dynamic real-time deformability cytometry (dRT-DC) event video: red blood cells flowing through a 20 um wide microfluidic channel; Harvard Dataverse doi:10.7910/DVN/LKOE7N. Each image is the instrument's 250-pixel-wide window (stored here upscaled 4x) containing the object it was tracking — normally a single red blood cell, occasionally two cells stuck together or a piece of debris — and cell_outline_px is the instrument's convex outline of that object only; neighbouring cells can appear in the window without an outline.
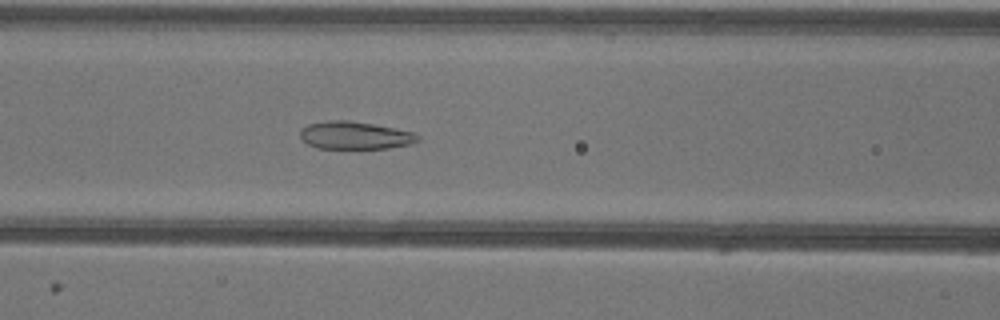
{"species": "common noctule bat (a hibernating species)", "species_latin": "Nyctalus noctula", "temperature_condition": "warm", "stored_images_in_passage": 51, "camera_frame_rate_fps": 3000, "um_per_image_px": 0.085, "animal": {"sex": "female"}, "frame": {"image": 1, "passage_image": 20, "time_ms": 6.333, "image_size_px": [1000, 320], "cell_outline_px": [[420, 140], [412, 144], [388, 148], [316, 148], [308, 144], [300, 136], [300, 132], [308, 124], [328, 120], [348, 120], [372, 124], [412, 132], [420, 136]], "centroid_in_image_um": [30.18, 11.51], "position_along_channel_um": 136.4, "area_um2": 18.79}}
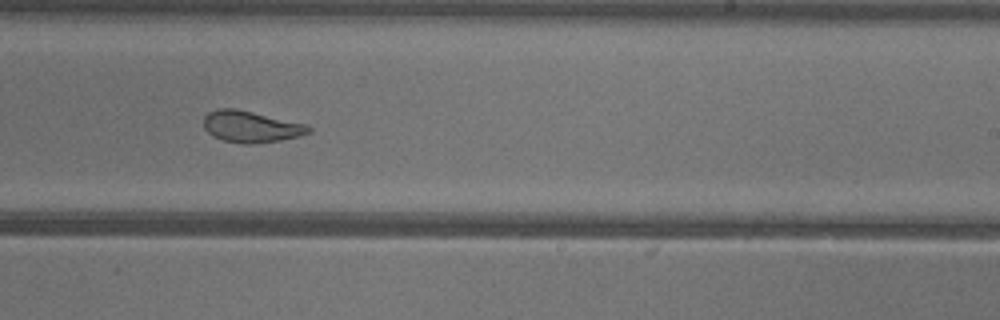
{"frame": {"image": 2, "passage_image": 30, "time_ms": 9.667, "image_size_px": [1000, 320], "cell_outline_px": [[312, 132], [300, 136], [280, 140], [252, 144], [244, 144], [224, 140], [212, 136], [204, 128], [204, 116], [208, 112], [216, 108], [236, 108], [304, 124], [312, 128]], "centroid_in_image_um": [21.3, 10.76], "position_along_channel_um": 267.7, "area_um2": 19.19}}
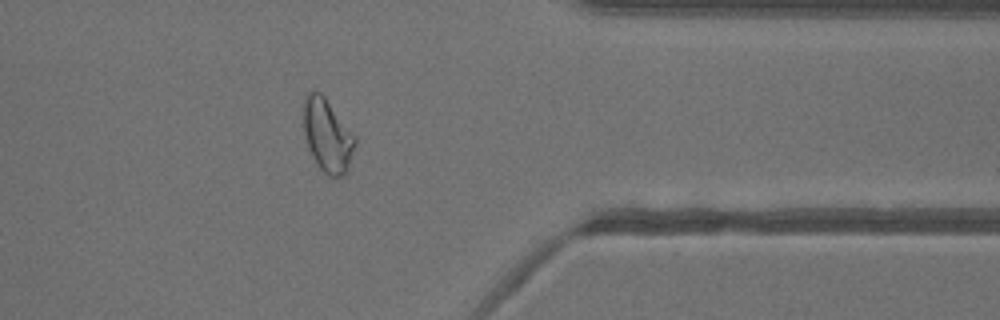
{"frame": {"image": 3, "passage_image": 40, "time_ms": 13.0, "image_size_px": [1000, 320], "cell_outline_px": [[356, 144], [348, 168], [344, 176], [328, 176], [320, 168], [312, 156], [308, 148], [304, 136], [304, 96], [312, 88], [320, 92], [324, 96], [356, 136]], "centroid_in_image_um": [27.83, 11.49], "position_along_channel_um": 383.6, "area_um2": 22.08}, "authors_computed_cell_mechanics": {"area_um2": 23.0044, "velocity_mm_per_s": 3.9495, "shape_relaxation_time_tau1_ms": null, "shape_relaxation_time_tau2_ms": 1.1574, "deformation_change_tau1": null, "deformation_change_tau2": 0.0737}}